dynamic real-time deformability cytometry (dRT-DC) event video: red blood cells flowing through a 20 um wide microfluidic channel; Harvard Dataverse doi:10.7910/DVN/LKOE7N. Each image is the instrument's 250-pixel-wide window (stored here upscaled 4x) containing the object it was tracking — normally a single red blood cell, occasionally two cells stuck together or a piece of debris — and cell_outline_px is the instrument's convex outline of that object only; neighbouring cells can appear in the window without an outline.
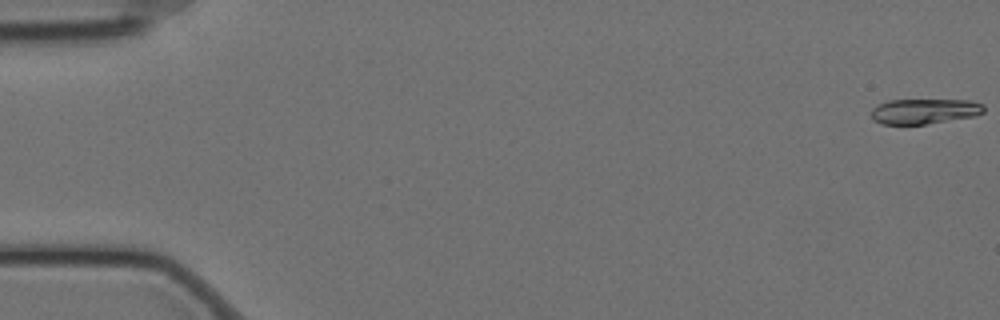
{"species": "Egyptian fruit bat (a non-hibernating species)", "species_latin": "Rousettus aegyptiacus", "temperature_condition": "cold", "stored_images_in_passage": 17, "camera_frame_rate_fps": 3000, "um_per_image_px": 0.085, "animal": {"sex": "female"}, "frame": {"image": 1, "passage_image": 1, "time_ms": 0.0, "image_size_px": [1000, 320], "cell_outline_px": [[984, 112], [972, 116], [924, 124], [884, 124], [872, 120], [872, 108], [888, 100], [968, 100], [984, 104]], "centroid_in_image_um": [78.56, 9.45], "position_along_channel_um": 6.4, "area_um2": 16.3}}
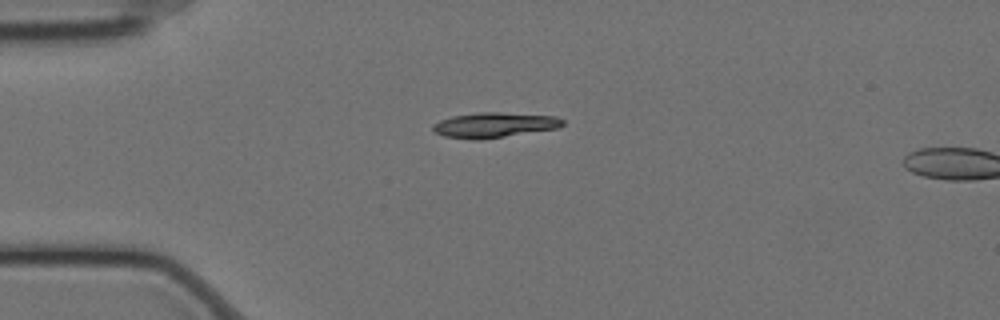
{"frame": {"image": 2, "passage_image": 15, "time_ms": 4.667, "image_size_px": [1000, 320], "cell_outline_px": [[564, 124], [556, 128], [480, 140], [472, 140], [444, 136], [436, 132], [432, 128], [432, 124], [440, 120], [452, 116], [476, 112], [500, 112], [556, 116], [564, 120]], "centroid_in_image_um": [41.98, 10.62], "position_along_channel_um": 43.0, "area_um2": 18.96}}